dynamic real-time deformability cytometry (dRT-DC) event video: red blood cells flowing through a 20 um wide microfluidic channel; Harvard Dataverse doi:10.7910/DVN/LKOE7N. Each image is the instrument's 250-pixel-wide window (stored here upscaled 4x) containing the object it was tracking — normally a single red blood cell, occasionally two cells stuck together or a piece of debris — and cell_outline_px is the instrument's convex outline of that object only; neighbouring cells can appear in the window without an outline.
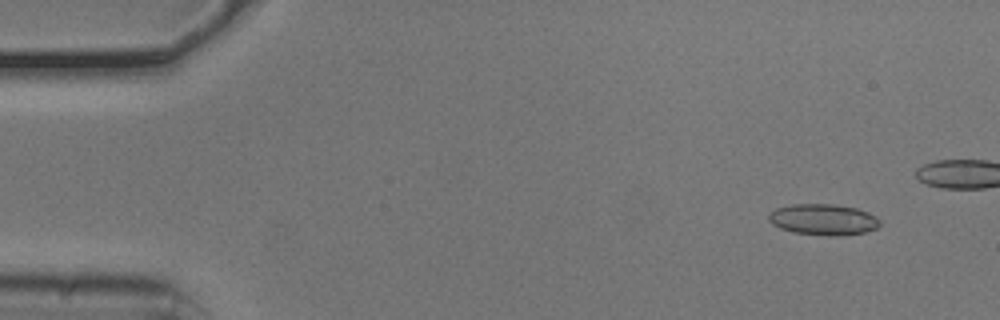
{"species": "common noctule bat (a hibernating species)", "species_latin": "Nyctalus noctula", "temperature_condition": "cold", "stored_images_in_passage": 38, "camera_frame_rate_fps": 3000, "um_per_image_px": 0.085, "animal": {"sex": "male", "body_mass_g": 20.5, "forearm_length_mm": 52.5}, "frame": {"image": 1, "passage_image": 5, "time_ms": 1.333, "image_size_px": [1000, 320], "cell_outline_px": [[880, 224], [876, 228], [864, 232], [836, 236], [828, 236], [792, 232], [780, 228], [772, 224], [768, 220], [768, 212], [776, 208], [792, 204], [832, 204], [856, 208], [868, 212], [876, 216], [880, 220]], "centroid_in_image_um": [69.95, 18.66], "position_along_channel_um": 15.1, "area_um2": 20.23}}
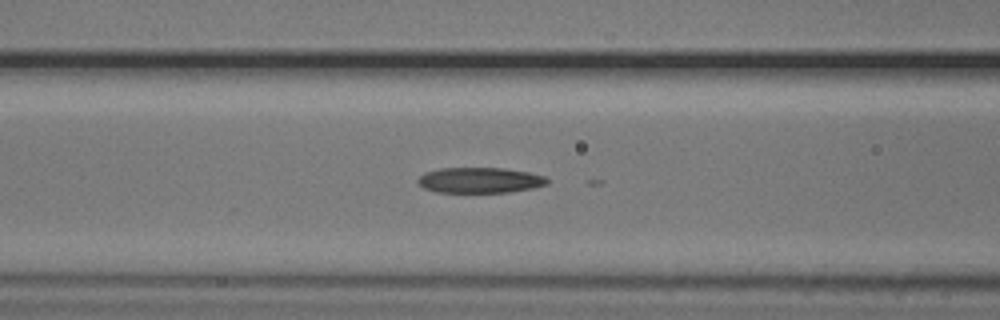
{"frame": {"image": 2, "passage_image": 22, "time_ms": 7.0, "image_size_px": [1000, 320], "cell_outline_px": [[548, 184], [536, 188], [508, 192], [436, 192], [424, 188], [416, 180], [424, 172], [440, 168], [504, 168], [528, 172], [544, 176], [548, 180]], "centroid_in_image_um": [40.79, 15.32], "position_along_channel_um": 125.8, "area_um2": 19.31}}
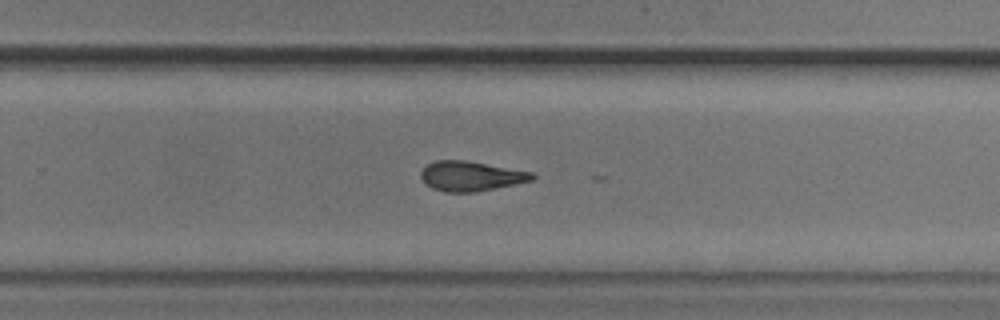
{"frame": {"image": 3, "passage_image": 35, "time_ms": 11.333, "image_size_px": [1000, 320], "cell_outline_px": [[536, 176], [532, 180], [516, 184], [472, 192], [444, 192], [432, 188], [420, 176], [420, 172], [428, 164], [436, 160], [464, 160], [532, 172]], "centroid_in_image_um": [40.02, 14.97], "position_along_channel_um": 289.8, "area_um2": 19.02}}